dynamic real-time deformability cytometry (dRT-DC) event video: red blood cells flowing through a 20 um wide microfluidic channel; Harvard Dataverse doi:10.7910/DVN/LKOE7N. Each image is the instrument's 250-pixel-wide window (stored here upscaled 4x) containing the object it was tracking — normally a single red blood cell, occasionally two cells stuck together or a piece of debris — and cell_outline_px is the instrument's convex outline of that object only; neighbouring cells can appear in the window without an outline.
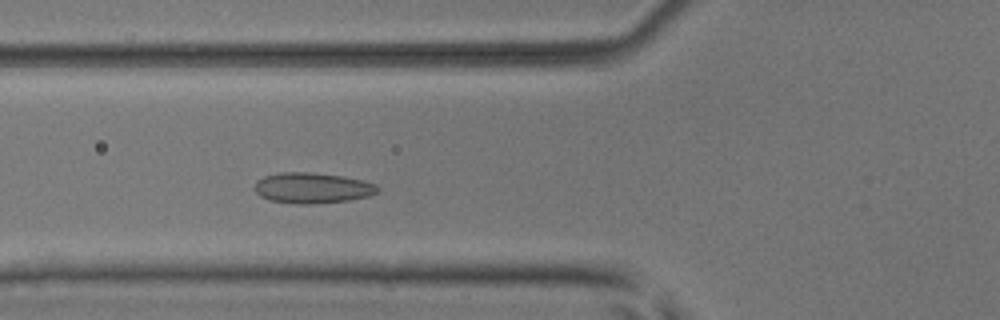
{"species": "common noctule bat (a hibernating species)", "species_latin": "Nyctalus noctula", "temperature_condition": "room temperature", "stored_images_in_passage": 46, "camera_frame_rate_fps": 3000, "um_per_image_px": 0.085, "animal": {"sex": "male", "body_mass_g": 17.9, "forearm_length_mm": 54.2}, "frame": {"image": 1, "passage_image": 14, "time_ms": 4.333, "image_size_px": [1000, 320], "cell_outline_px": [[380, 188], [376, 192], [368, 196], [348, 200], [308, 204], [296, 204], [268, 200], [260, 196], [252, 188], [256, 180], [264, 176], [280, 172], [308, 172], [344, 176], [364, 180], [376, 184]], "centroid_in_image_um": [26.5, 15.97], "position_along_channel_um": 99.3, "area_um2": 22.14}}
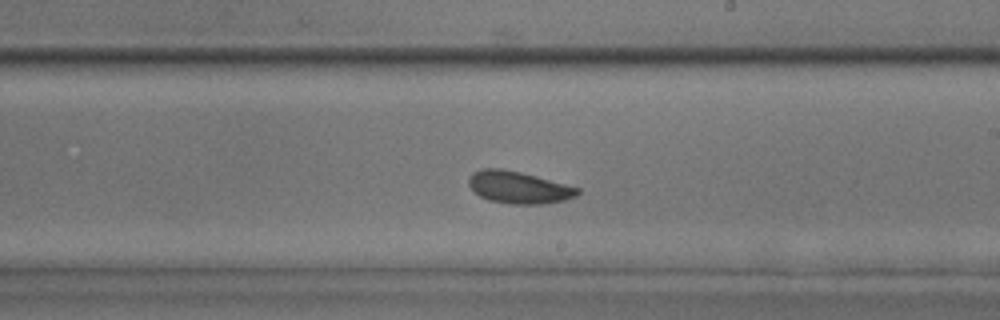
{"frame": {"image": 2, "passage_image": 25, "time_ms": 8.0, "image_size_px": [1000, 320], "cell_outline_px": [[580, 192], [576, 196], [564, 200], [544, 204], [512, 204], [488, 200], [480, 196], [468, 184], [468, 176], [472, 172], [480, 168], [500, 168], [520, 172], [536, 176], [580, 188]], "centroid_in_image_um": [44.06, 15.92], "position_along_channel_um": 244.9, "area_um2": 20.4}}
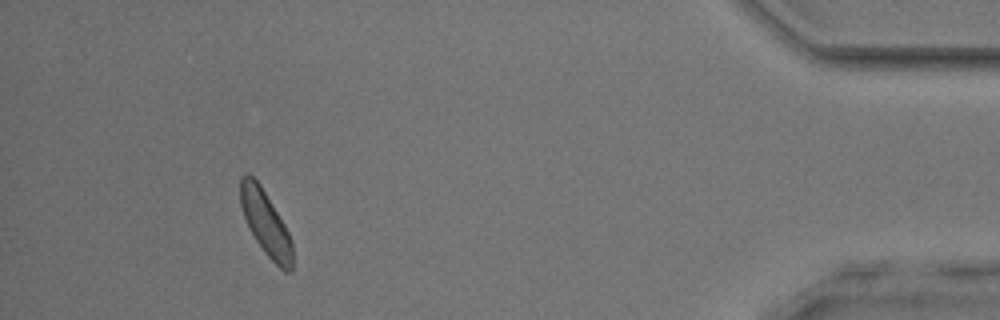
{"frame": {"image": 3, "passage_image": 42, "time_ms": 13.667, "image_size_px": [1000, 320], "cell_outline_px": [[292, 272], [284, 272], [264, 252], [256, 240], [244, 216], [240, 204], [240, 176], [244, 172], [248, 172], [260, 184], [284, 224], [292, 240]], "centroid_in_image_um": [22.57, 18.94], "position_along_channel_um": 412.6, "area_um2": 19.42}, "authors_computed_cell_mechanics": {"area_um2": 20.3745, "velocity_mm_per_s": 3.9892, "shape_relaxation_time_tau1_ms": null, "shape_relaxation_time_tau2_ms": 3.3509, "deformation_change_tau1": null, "deformation_change_tau2": 0.0638}}